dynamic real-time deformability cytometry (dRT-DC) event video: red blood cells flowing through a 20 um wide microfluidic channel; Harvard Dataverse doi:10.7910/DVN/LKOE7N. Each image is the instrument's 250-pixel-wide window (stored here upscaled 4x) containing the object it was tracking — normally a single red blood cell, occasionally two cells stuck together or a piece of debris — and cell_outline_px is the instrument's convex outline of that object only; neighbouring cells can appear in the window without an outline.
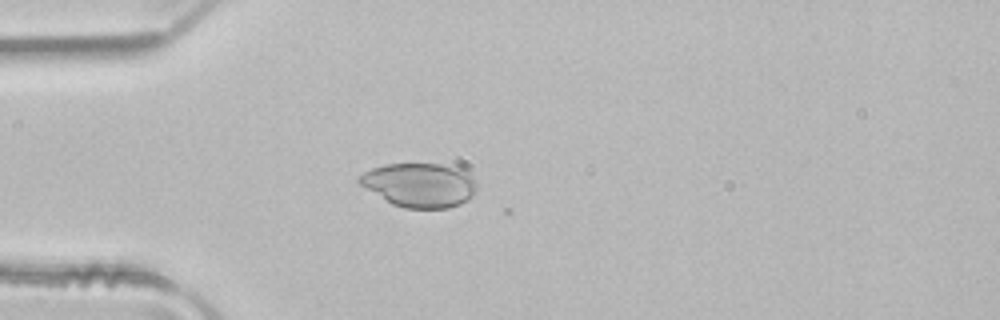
{"species": "common noctule bat (a hibernating species)", "species_latin": "Nyctalus noctula", "temperature_condition": "room temperature", "stored_images_in_passage": 3, "camera_frame_rate_fps": 3000, "um_per_image_px": 0.085, "animal": {"sex": "male", "body_mass_g": 21.5, "forearm_length_mm": 52.0}, "frame": {"image": 1, "passage_image": 3, "time_ms": 0.667, "image_size_px": [1000, 320], "cell_outline_px": [[476, 188], [472, 196], [460, 204], [448, 208], [404, 208], [392, 204], [360, 184], [356, 180], [356, 176], [372, 168], [384, 164], [440, 164], [460, 168], [468, 172], [472, 176], [476, 184]], "centroid_in_image_um": [35.66, 15.72], "position_along_channel_um": 49.3, "area_um2": 30.17}}